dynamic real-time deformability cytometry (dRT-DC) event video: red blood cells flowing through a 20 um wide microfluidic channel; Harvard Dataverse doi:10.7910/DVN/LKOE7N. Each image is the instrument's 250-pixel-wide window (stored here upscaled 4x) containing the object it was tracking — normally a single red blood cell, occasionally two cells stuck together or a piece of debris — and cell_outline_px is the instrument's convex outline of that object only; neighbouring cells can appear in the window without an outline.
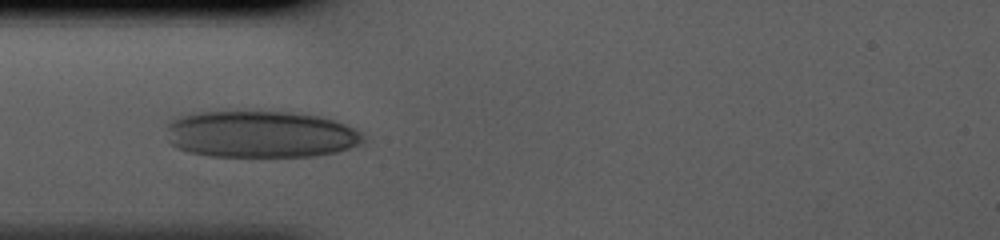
{"species": "human", "species_latin": "Homo sapiens", "temperature_condition": "cold", "stored_images_in_passage": 27, "camera_frame_rate_fps": 3000, "um_per_image_px": 0.085, "donor": {"sex": "male"}, "frame": {"image": 1, "passage_image": 1, "time_ms": 0.0, "image_size_px": [1000, 240], "cell_outline_px": [[364, 140], [360, 144], [336, 152], [316, 156], [208, 156], [188, 152], [176, 148], [168, 140], [168, 124], [172, 120], [180, 116], [192, 112], [292, 112], [320, 116], [336, 120], [356, 128], [364, 132]], "centroid_in_image_um": [22.18, 11.41], "position_along_channel_um": 62.8, "area_um2": 54.04}}
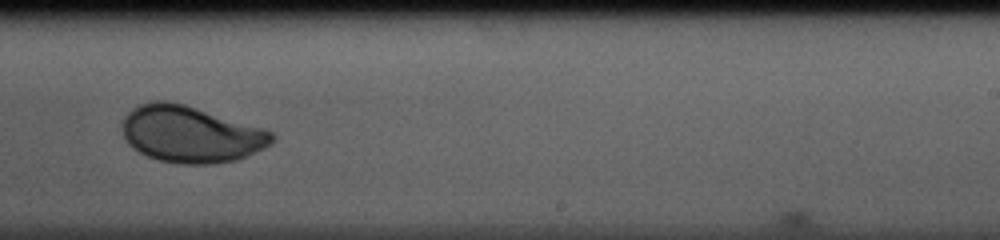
{"frame": {"image": 2, "passage_image": 16, "time_ms": 5.0, "image_size_px": [1000, 240], "cell_outline_px": [[276, 140], [272, 144], [264, 148], [236, 160], [212, 164], [180, 164], [160, 160], [148, 156], [132, 148], [124, 140], [120, 124], [124, 116], [132, 108], [140, 104], [152, 100], [168, 100], [184, 104], [264, 128], [272, 132], [276, 136]], "centroid_in_image_um": [16.19, 11.4], "position_along_channel_um": 272.8, "area_um2": 49.82}}
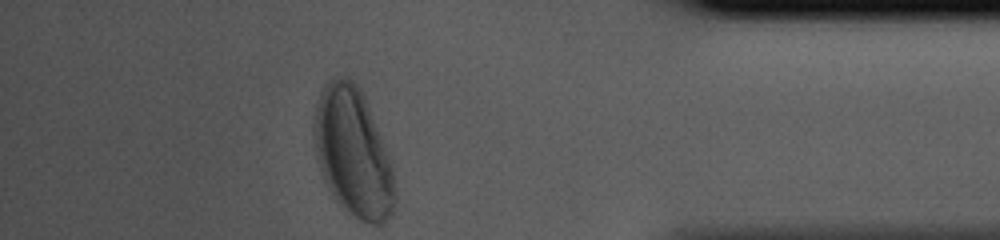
{"frame": {"image": 3, "passage_image": 27, "time_ms": 8.667, "image_size_px": [1000, 240], "cell_outline_px": [[396, 204], [392, 216], [384, 224], [368, 224], [360, 220], [332, 196], [324, 180], [316, 156], [312, 128], [316, 104], [320, 92], [328, 80], [340, 76], [344, 76], [352, 80], [360, 88], [364, 96], [392, 168], [396, 192]], "centroid_in_image_um": [30.0, 12.98], "position_along_channel_um": 405.2, "area_um2": 60.23}}